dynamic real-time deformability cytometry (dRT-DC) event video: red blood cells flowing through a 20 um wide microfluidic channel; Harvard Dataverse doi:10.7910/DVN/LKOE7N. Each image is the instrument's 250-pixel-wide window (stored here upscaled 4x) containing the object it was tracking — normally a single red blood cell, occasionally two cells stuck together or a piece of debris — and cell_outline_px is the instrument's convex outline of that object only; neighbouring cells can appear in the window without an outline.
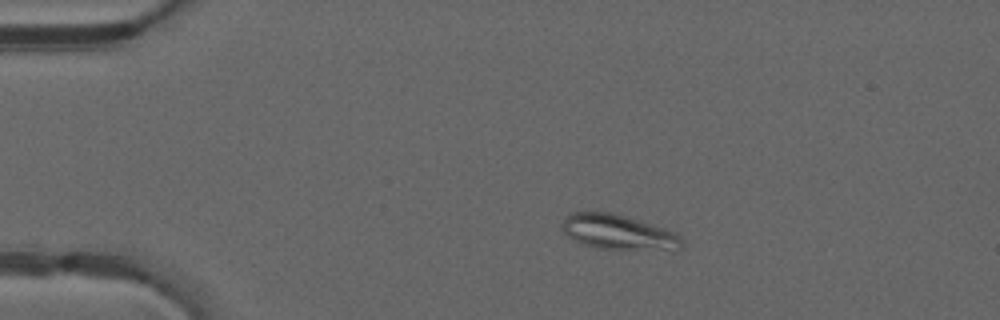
{"species": "common noctule bat (a hibernating species)", "species_latin": "Nyctalus noctula", "temperature_condition": "warm", "stored_images_in_passage": 49, "camera_frame_rate_fps": 3000, "um_per_image_px": 0.085, "animal": {"sex": "male", "forearm_length_mm": 52.5}, "frame": {"image": 1, "passage_image": 10, "time_ms": 3.0, "image_size_px": [1000, 320], "cell_outline_px": [[684, 248], [676, 252], [596, 248], [584, 244], [568, 236], [560, 228], [560, 224], [564, 216], [568, 212], [612, 212], [664, 228], [676, 232], [684, 240]], "centroid_in_image_um": [52.63, 19.77], "position_along_channel_um": 32.4, "area_um2": 25.26}}
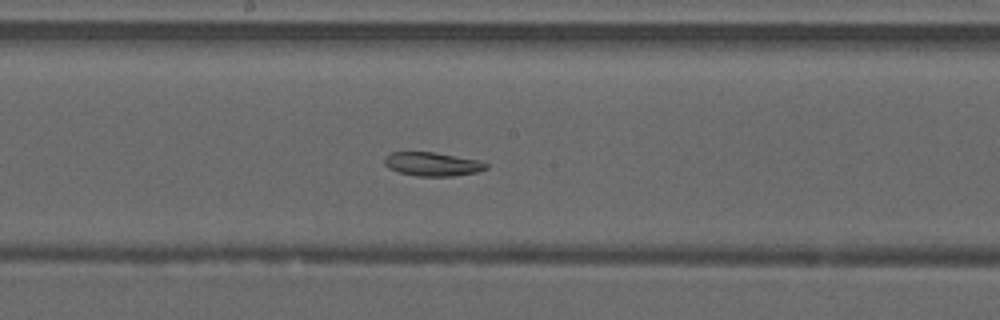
{"frame": {"image": 2, "passage_image": 27, "time_ms": 8.667, "image_size_px": [1000, 320], "cell_outline_px": [[488, 168], [476, 172], [452, 176], [416, 176], [400, 172], [388, 168], [384, 164], [384, 156], [392, 152], [436, 152], [480, 160], [488, 164]], "centroid_in_image_um": [36.75, 13.94], "position_along_channel_um": 211.4, "area_um2": 14.16}}
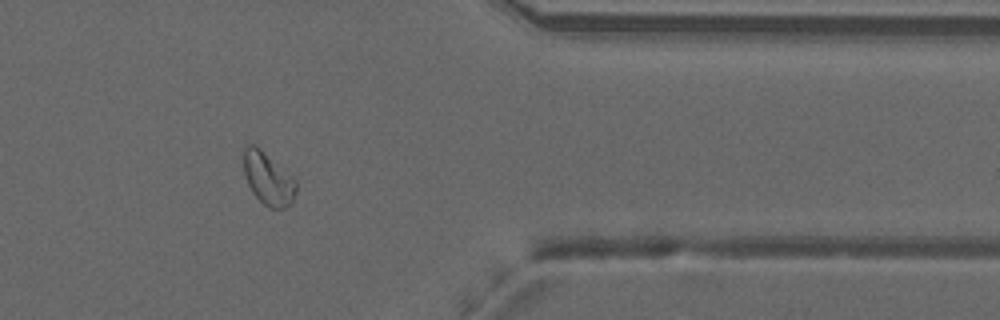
{"frame": {"image": 3, "passage_image": 41, "time_ms": 13.333, "image_size_px": [1000, 320], "cell_outline_px": [[296, 192], [292, 200], [284, 208], [268, 208], [252, 192], [248, 184], [244, 172], [244, 148], [248, 144], [252, 144], [260, 148], [296, 180]], "centroid_in_image_um": [22.78, 15.18], "position_along_channel_um": 388.6, "area_um2": 15.72}}